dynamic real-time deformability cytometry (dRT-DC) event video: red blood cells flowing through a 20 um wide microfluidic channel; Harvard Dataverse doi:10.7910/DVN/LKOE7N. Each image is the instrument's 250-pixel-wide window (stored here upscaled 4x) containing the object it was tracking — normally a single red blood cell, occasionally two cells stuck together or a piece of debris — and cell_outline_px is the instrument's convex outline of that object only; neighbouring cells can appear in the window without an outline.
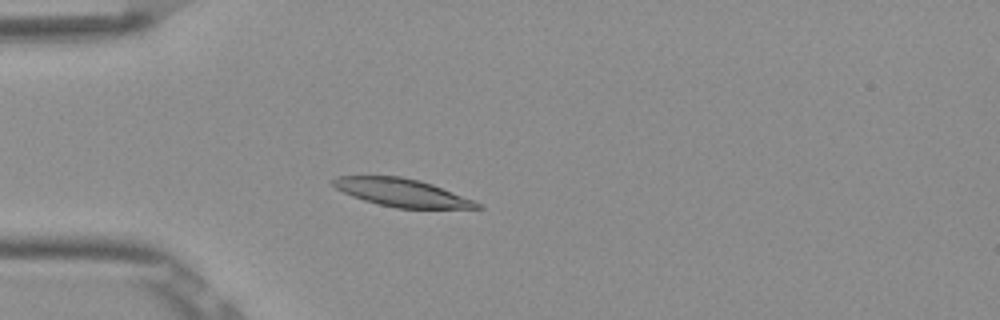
{"species": "Egyptian fruit bat (a non-hibernating species)", "species_latin": "Rousettus aegyptiacus", "temperature_condition": "room temperature", "stored_images_in_passage": 52, "camera_frame_rate_fps": 3000, "um_per_image_px": 0.085, "frame": {"image": 1, "passage_image": 14, "time_ms": 4.333, "image_size_px": [1000, 320], "cell_outline_px": [[484, 208], [396, 208], [364, 200], [352, 196], [336, 188], [332, 184], [332, 180], [336, 176], [400, 176], [420, 180], [432, 184], [476, 200]], "centroid_in_image_um": [34.19, 16.37], "position_along_channel_um": 50.8, "area_um2": 23.29}}
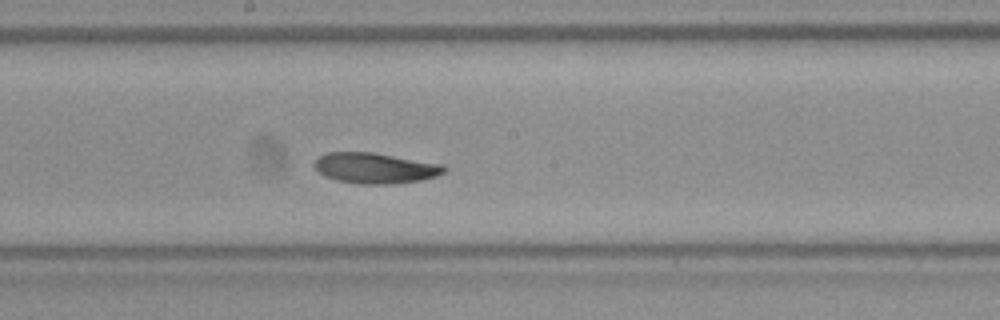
{"frame": {"image": 2, "passage_image": 28, "time_ms": 9.0, "image_size_px": [1000, 320], "cell_outline_px": [[448, 168], [444, 172], [436, 176], [420, 180], [388, 184], [360, 184], [336, 180], [324, 176], [312, 164], [320, 156], [328, 152], [372, 152], [444, 164]], "centroid_in_image_um": [31.9, 14.28], "position_along_channel_um": 216.3, "area_um2": 23.12}}
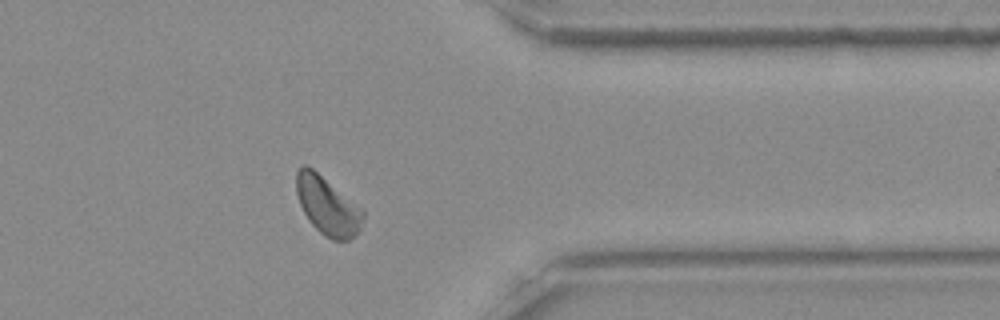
{"frame": {"image": 3, "passage_image": 42, "time_ms": 13.667, "image_size_px": [1000, 320], "cell_outline_px": [[364, 216], [360, 228], [356, 236], [348, 240], [332, 240], [324, 236], [308, 220], [300, 204], [296, 192], [296, 172], [304, 164], [312, 168], [360, 204], [364, 208]], "centroid_in_image_um": [27.88, 17.49], "position_along_channel_um": 383.5, "area_um2": 22.95}, "authors_computed_cell_mechanics": {"area_um2": 22.9755, "velocity_mm_per_s": 3.8232, "shape_relaxation_time_tau1_ms": 8.2217, "shape_relaxation_time_tau2_ms": 5.058, "deformation_change_tau1": 0.2359, "deformation_change_tau2": 0.1124}}